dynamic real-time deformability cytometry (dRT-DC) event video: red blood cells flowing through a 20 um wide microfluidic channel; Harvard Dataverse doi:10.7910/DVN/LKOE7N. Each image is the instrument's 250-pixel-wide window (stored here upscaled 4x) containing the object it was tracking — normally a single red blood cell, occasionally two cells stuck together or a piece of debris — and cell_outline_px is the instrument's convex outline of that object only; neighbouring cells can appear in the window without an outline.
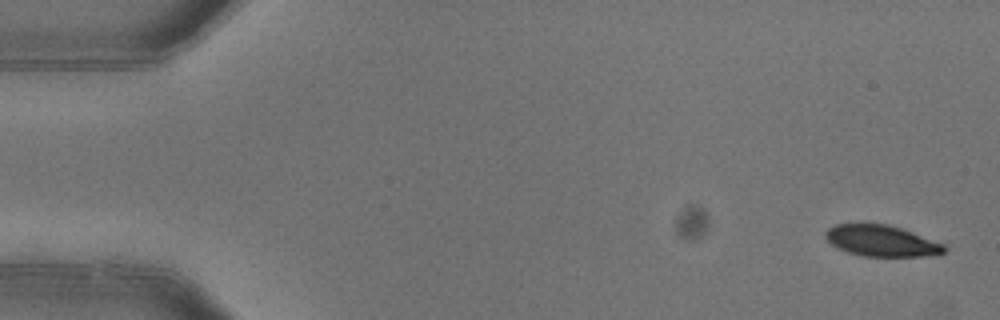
{"species": "common noctule bat (a hibernating species)", "species_latin": "Nyctalus noctula", "temperature_condition": "warm", "stored_images_in_passage": 5, "camera_frame_rate_fps": 3000, "um_per_image_px": 0.085, "animal": {"sex": "female"}, "frame": {"image": 1, "passage_image": 1, "time_ms": 0.0, "image_size_px": [1000, 320], "cell_outline_px": [[948, 248], [944, 252], [924, 256], [860, 256], [836, 248], [824, 236], [824, 232], [828, 228], [836, 224], [888, 224], [912, 232], [944, 244]], "centroid_in_image_um": [74.9, 20.47], "position_along_channel_um": 10.1, "area_um2": 21.44}}
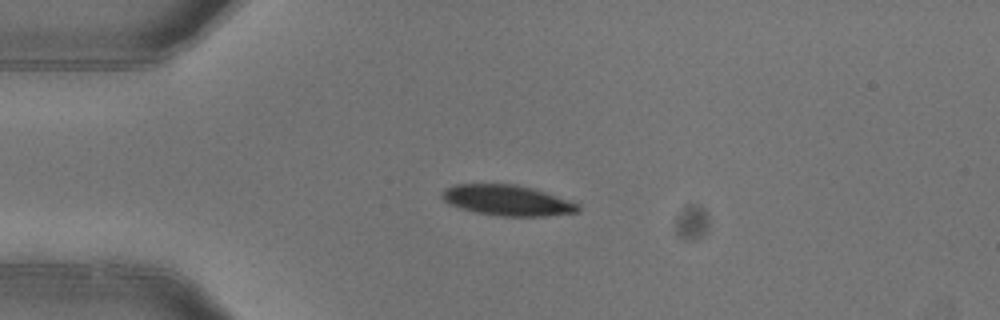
{"frame": {"image": 2, "passage_image": 4, "time_ms": 1.0, "image_size_px": [1000, 320], "cell_outline_px": [[580, 212], [544, 216], [500, 216], [476, 212], [448, 204], [440, 196], [440, 192], [444, 188], [452, 184], [516, 184], [532, 188], [572, 200], [580, 204]], "centroid_in_image_um": [43.13, 17.02], "position_along_channel_um": 41.9, "area_um2": 24.51}}